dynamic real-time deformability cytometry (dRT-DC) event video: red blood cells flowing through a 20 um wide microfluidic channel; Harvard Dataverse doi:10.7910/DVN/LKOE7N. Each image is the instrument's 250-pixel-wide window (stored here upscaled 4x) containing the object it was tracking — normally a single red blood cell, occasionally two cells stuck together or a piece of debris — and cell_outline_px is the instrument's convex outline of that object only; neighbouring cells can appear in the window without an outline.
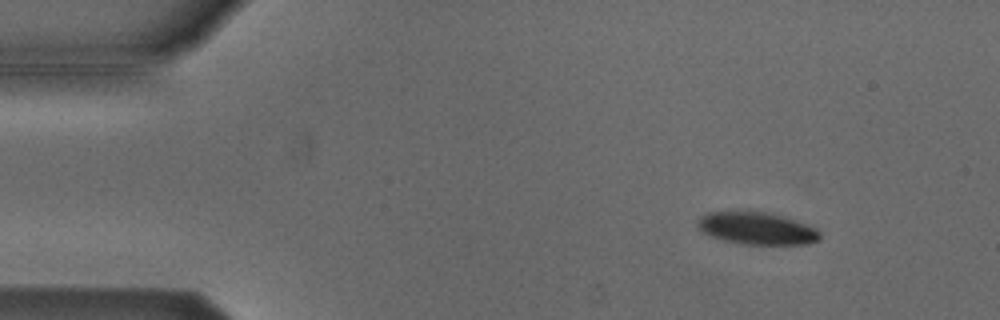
{"species": "Egyptian fruit bat (a non-hibernating species)", "species_latin": "Rousettus aegyptiacus", "temperature_condition": "cold", "stored_images_in_passage": 6, "camera_frame_rate_fps": 3000, "um_per_image_px": 0.085, "animal": {"sex": "male"}, "frame": {"image": 1, "passage_image": 2, "time_ms": 0.333, "image_size_px": [1000, 320], "cell_outline_px": [[820, 240], [808, 244], [744, 244], [724, 240], [712, 236], [704, 232], [696, 224], [700, 216], [708, 212], [764, 212], [792, 220], [816, 228], [820, 232]], "centroid_in_image_um": [64.33, 19.43], "position_along_channel_um": 20.7, "area_um2": 22.43}}
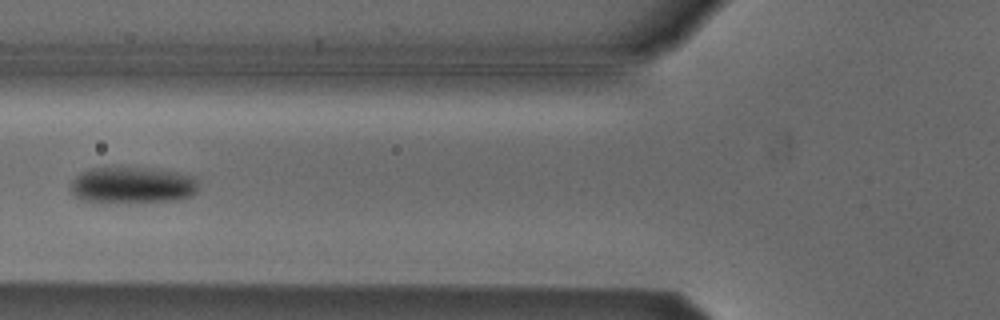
{"frame": {"image": 2, "passage_image": 6, "time_ms": 1.667, "image_size_px": [1000, 320], "cell_outline_px": [[196, 192], [192, 196], [180, 200], [92, 204], [80, 200], [72, 192], [72, 180], [76, 176], [88, 168], [112, 164], [160, 168], [196, 176]], "centroid_in_image_um": [11.21, 15.7], "position_along_channel_um": 114.6, "area_um2": 28.9}}